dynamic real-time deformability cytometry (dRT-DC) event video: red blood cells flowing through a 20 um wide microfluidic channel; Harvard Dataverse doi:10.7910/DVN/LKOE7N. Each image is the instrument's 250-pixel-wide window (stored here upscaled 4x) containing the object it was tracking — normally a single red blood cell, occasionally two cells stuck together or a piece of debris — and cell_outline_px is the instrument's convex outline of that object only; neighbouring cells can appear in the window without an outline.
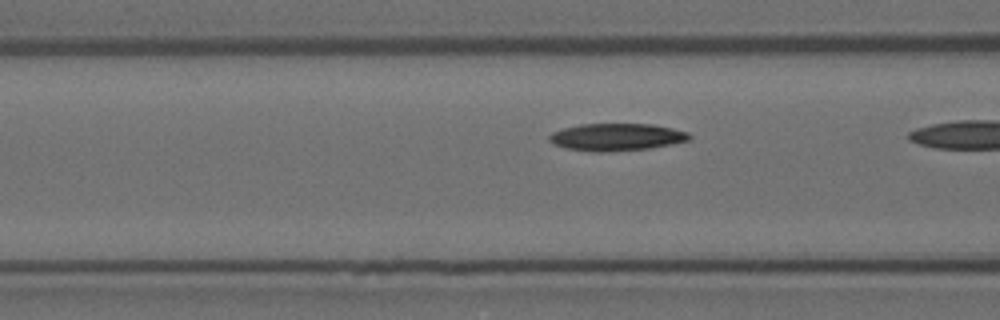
{"species": "Egyptian fruit bat (a non-hibernating species)", "species_latin": "Rousettus aegyptiacus", "temperature_condition": "room temperature", "stored_images_in_passage": 22, "camera_frame_rate_fps": 3000, "um_per_image_px": 0.085, "animal": {"sex": "female"}, "frame": {"image": 1, "passage_image": 18, "time_ms": 5.667, "image_size_px": [1000, 320], "cell_outline_px": [[692, 136], [688, 140], [672, 144], [648, 148], [604, 152], [596, 152], [568, 148], [552, 144], [548, 140], [548, 136], [552, 132], [564, 128], [580, 124], [652, 124], [672, 128], [688, 132]], "centroid_in_image_um": [52.39, 11.64], "position_along_channel_um": 114.2, "area_um2": 22.2}}